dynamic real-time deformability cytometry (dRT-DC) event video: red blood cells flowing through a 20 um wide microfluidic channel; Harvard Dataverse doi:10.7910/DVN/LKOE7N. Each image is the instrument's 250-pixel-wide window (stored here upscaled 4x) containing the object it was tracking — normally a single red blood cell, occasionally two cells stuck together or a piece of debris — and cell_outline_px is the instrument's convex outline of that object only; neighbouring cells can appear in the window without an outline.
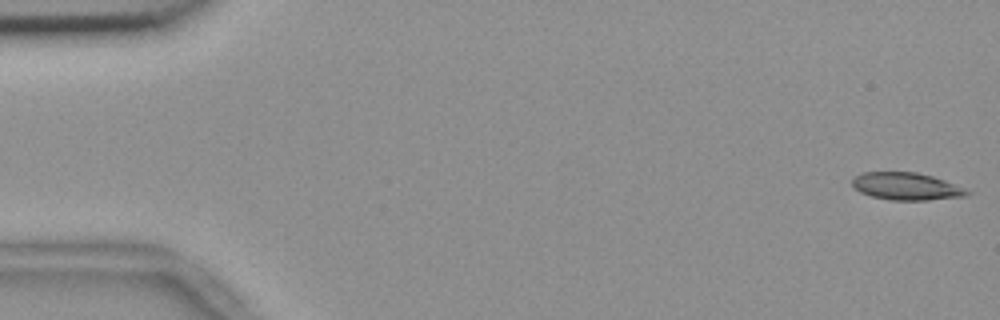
{"species": "common noctule bat (a hibernating species)", "species_latin": "Nyctalus noctula", "temperature_condition": "room temperature", "stored_images_in_passage": 55, "camera_frame_rate_fps": 3000, "um_per_image_px": 0.085, "animal": {"sex": "female", "body_mass_g": 18.4}, "frame": {"image": 1, "passage_image": 1, "time_ms": 0.0, "image_size_px": [1000, 320], "cell_outline_px": [[972, 192], [968, 196], [928, 200], [892, 200], [872, 196], [860, 192], [852, 184], [852, 180], [856, 176], [864, 172], [916, 172], [932, 176], [944, 180], [964, 188]], "centroid_in_image_um": [77.07, 15.84], "position_along_channel_um": 7.9, "area_um2": 18.21}}
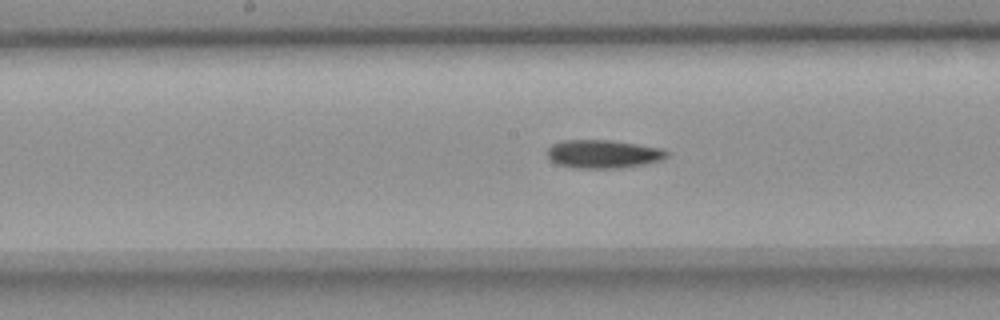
{"frame": {"image": 2, "passage_image": 28, "time_ms": 9.0, "image_size_px": [1000, 320], "cell_outline_px": [[668, 156], [660, 160], [644, 164], [620, 168], [572, 168], [556, 164], [548, 156], [548, 148], [552, 144], [564, 140], [612, 140], [660, 148], [668, 152]], "centroid_in_image_um": [51.25, 13.09], "position_along_channel_um": 197.0, "area_um2": 19.65}}
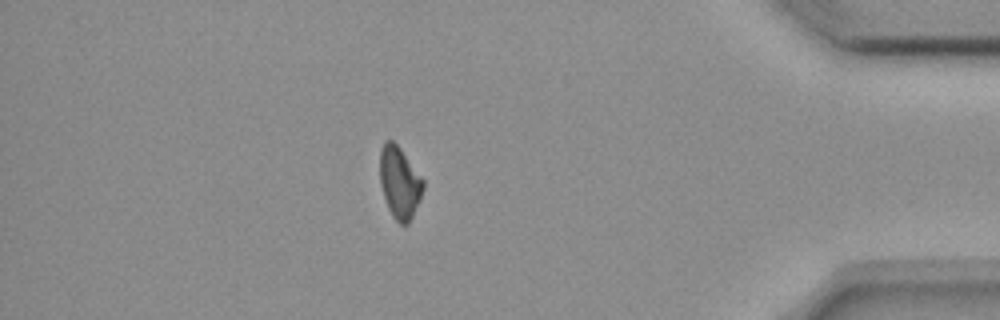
{"frame": {"image": 3, "passage_image": 48, "time_ms": 15.667, "image_size_px": [1000, 320], "cell_outline_px": [[424, 188], [420, 200], [408, 224], [400, 224], [392, 216], [388, 208], [380, 184], [380, 148], [384, 140], [392, 140], [400, 148], [424, 180]], "centroid_in_image_um": [33.96, 15.5], "position_along_channel_um": 401.2, "area_um2": 18.09}}